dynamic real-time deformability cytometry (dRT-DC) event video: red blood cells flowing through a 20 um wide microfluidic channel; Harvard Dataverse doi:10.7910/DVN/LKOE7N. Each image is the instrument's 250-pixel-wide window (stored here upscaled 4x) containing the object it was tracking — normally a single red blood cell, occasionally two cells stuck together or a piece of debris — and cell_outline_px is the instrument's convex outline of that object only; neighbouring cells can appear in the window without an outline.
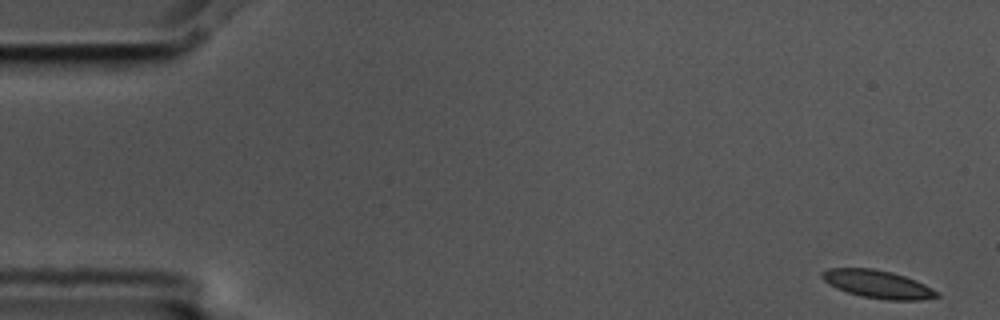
{"species": "common noctule bat (a hibernating species)", "species_latin": "Nyctalus noctula", "temperature_condition": "cold", "stored_images_in_passage": 6, "segment_of_instrument_passage": [1, 2], "camera_frame_rate_fps": 3000, "um_per_image_px": 0.085, "animal": {"sex": "male", "body_mass_g": 17.5, "forearm_length_mm": 52.3}, "frame": {"image": 1, "passage_image": 1, "time_ms": 0.0, "image_size_px": [1000, 320], "cell_outline_px": [[940, 296], [920, 300], [888, 300], [864, 296], [848, 292], [836, 288], [828, 284], [820, 276], [820, 272], [828, 268], [872, 268], [892, 272], [916, 280], [940, 292]], "centroid_in_image_um": [74.6, 24.15], "position_along_channel_um": 10.4, "area_um2": 18.67}}
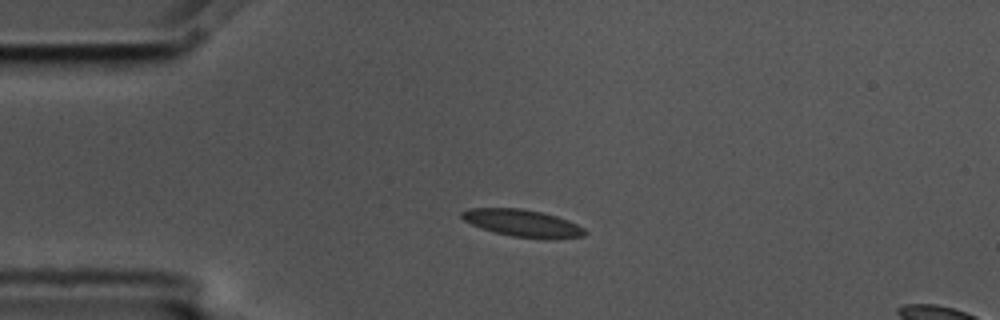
{"frame": {"image": 2, "passage_image": 4, "time_ms": 1.0, "image_size_px": [1000, 320], "cell_outline_px": [[588, 232], [584, 236], [556, 240], [552, 240], [512, 236], [496, 232], [472, 224], [464, 220], [460, 216], [460, 212], [468, 208], [520, 208], [540, 212], [556, 216], [568, 220], [584, 228]], "centroid_in_image_um": [44.47, 18.98], "position_along_channel_um": 40.5, "area_um2": 19.54}}